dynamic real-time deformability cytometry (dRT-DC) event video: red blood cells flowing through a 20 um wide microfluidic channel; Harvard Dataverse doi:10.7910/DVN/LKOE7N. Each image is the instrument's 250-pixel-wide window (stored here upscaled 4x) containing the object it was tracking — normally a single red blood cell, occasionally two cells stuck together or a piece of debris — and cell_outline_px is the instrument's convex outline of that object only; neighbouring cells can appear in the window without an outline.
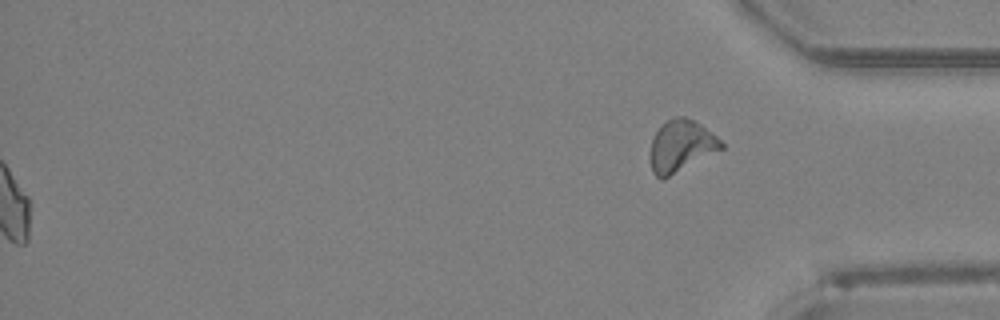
{"species": "Egyptian fruit bat (a non-hibernating species)", "species_latin": "Rousettus aegyptiacus", "temperature_condition": "room temperature", "stored_images_in_passage": 48, "segment_of_instrument_passage": [2, 2], "camera_frame_rate_fps": 3000, "um_per_image_px": 0.085, "animal": {"sex": "female"}, "frame": {"image": 1, "passage_image": 48, "time_ms": 15.667, "image_size_px": [1000, 320], "cell_outline_px": [[724, 148], [664, 180], [660, 180], [652, 172], [652, 136], [672, 116], [684, 116], [700, 124], [716, 136], [724, 144]], "centroid_in_image_um": [57.91, 12.43], "position_along_channel_um": 377.3, "area_um2": 21.21}}